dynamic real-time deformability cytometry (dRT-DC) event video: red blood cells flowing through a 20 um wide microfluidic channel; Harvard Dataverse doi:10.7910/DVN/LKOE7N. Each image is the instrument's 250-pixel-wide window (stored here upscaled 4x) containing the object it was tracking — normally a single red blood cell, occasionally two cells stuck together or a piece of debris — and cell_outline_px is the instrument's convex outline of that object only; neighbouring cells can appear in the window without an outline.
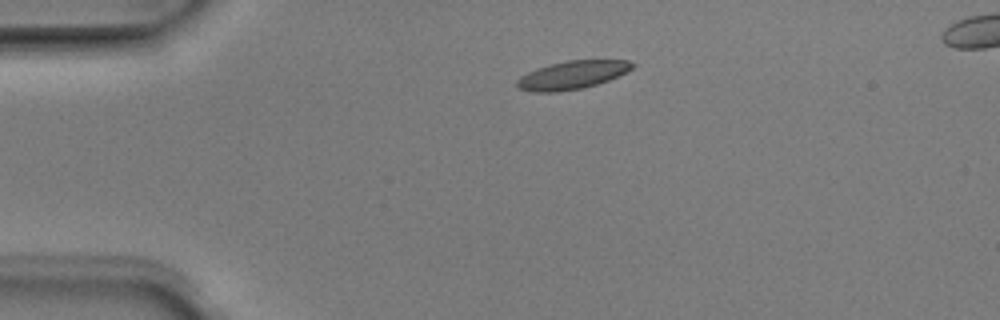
{"species": "Egyptian fruit bat (a non-hibernating species)", "species_latin": "Rousettus aegyptiacus", "temperature_condition": "room temperature", "stored_images_in_passage": 4, "camera_frame_rate_fps": 3000, "um_per_image_px": 0.085, "animal": {"sex": "male"}, "frame": {"image": 1, "passage_image": 2, "time_ms": 0.333, "image_size_px": [1000, 320], "cell_outline_px": [[636, 64], [628, 72], [608, 80], [584, 88], [556, 92], [532, 92], [516, 88], [516, 80], [520, 76], [536, 68], [548, 64], [568, 60], [628, 60]], "centroid_in_image_um": [48.61, 6.38], "position_along_channel_um": 36.4, "area_um2": 19.19}}